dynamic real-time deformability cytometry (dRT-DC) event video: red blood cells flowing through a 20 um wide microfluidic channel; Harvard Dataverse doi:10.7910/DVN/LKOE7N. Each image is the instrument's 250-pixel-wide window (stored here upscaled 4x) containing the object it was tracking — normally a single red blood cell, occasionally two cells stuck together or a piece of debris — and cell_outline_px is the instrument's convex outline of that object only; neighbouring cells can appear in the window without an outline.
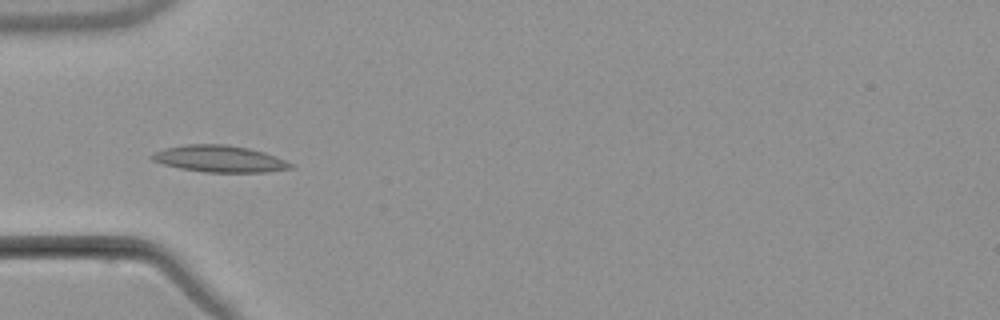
{"species": "common noctule bat (a hibernating species)", "species_latin": "Nyctalus noctula", "temperature_condition": "warm", "stored_images_in_passage": 5, "camera_frame_rate_fps": 3000, "um_per_image_px": 0.085, "animal": {"sex": "male", "body_mass_g": 21.5, "forearm_length_mm": 52.0}, "frame": {"image": 1, "passage_image": 4, "time_ms": 3.333, "image_size_px": [1000, 320], "cell_outline_px": [[292, 168], [268, 172], [204, 172], [180, 168], [164, 164], [152, 160], [148, 156], [164, 148], [184, 144], [228, 144], [248, 148], [264, 152], [276, 156], [292, 164]], "centroid_in_image_um": [18.64, 13.49], "position_along_channel_um": 66.4, "area_um2": 21.56}}
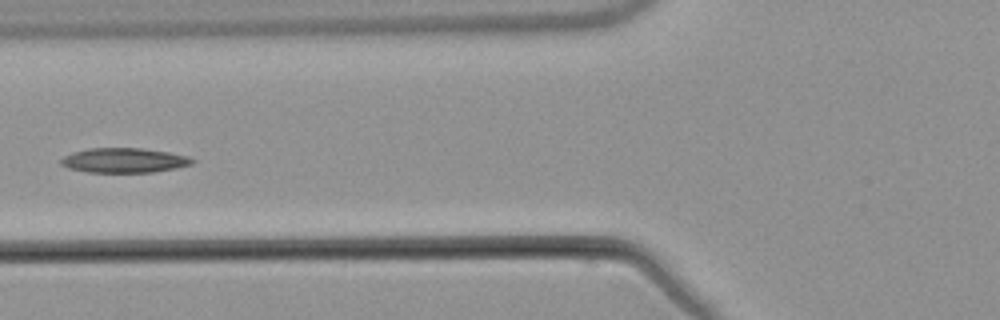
{"frame": {"image": 2, "passage_image": 5, "time_ms": 4.667, "image_size_px": [1000, 320], "cell_outline_px": [[196, 160], [192, 164], [176, 168], [152, 172], [88, 172], [68, 168], [60, 164], [60, 160], [64, 156], [72, 152], [88, 148], [144, 148], [168, 152], [188, 156]], "centroid_in_image_um": [10.54, 13.62], "position_along_channel_um": 115.3, "area_um2": 18.96}}